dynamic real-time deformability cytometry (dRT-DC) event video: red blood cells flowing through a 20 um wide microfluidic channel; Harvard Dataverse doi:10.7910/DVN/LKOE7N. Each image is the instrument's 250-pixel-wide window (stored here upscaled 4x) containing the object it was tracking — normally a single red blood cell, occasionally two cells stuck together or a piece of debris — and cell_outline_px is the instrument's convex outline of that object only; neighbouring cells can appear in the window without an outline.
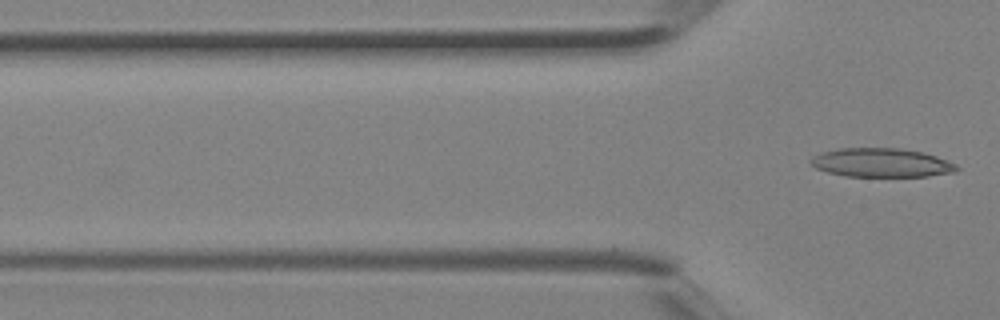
{"species": "Egyptian fruit bat (a non-hibernating species)", "species_latin": "Rousettus aegyptiacus", "temperature_condition": "room temperature", "stored_images_in_passage": 3, "camera_frame_rate_fps": 3000, "um_per_image_px": 0.085, "animal": {"sex": "female"}, "frame": {"image": 1, "passage_image": 3, "time_ms": 0.667, "image_size_px": [1000, 320], "cell_outline_px": [[960, 168], [956, 172], [928, 176], [848, 176], [828, 172], [816, 168], [808, 160], [812, 156], [820, 152], [840, 148], [900, 148], [924, 152], [936, 156], [956, 164]], "centroid_in_image_um": [74.92, 13.82], "position_along_channel_um": 50.9, "area_um2": 24.62}}